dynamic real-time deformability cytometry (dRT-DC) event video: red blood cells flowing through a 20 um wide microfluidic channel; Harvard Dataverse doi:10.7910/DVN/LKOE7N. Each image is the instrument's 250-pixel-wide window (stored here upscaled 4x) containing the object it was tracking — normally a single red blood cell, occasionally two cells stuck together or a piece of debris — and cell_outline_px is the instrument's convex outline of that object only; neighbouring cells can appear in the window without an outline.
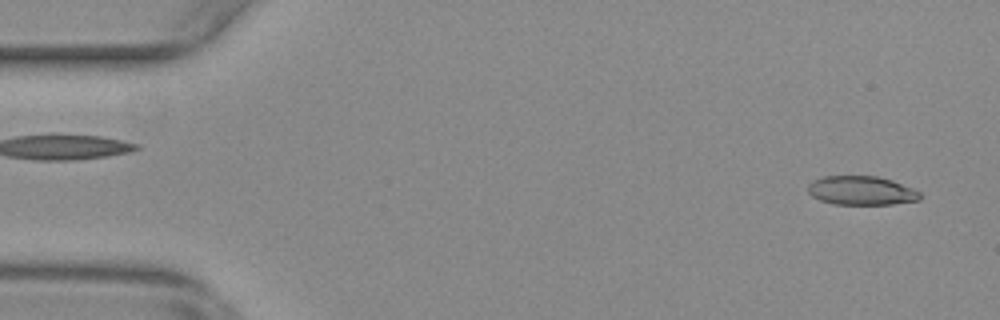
{"species": "common noctule bat (a hibernating species)", "species_latin": "Nyctalus noctula", "temperature_condition": "warm", "stored_images_in_passage": 26, "camera_frame_rate_fps": 3000, "um_per_image_px": 0.085, "animal": {"sex": "female", "body_mass_g": 29.2, "forearm_length_mm": 56.3}, "frame": {"image": 1, "passage_image": 2, "time_ms": 0.333, "image_size_px": [1000, 320], "cell_outline_px": [[920, 200], [892, 204], [832, 204], [820, 200], [812, 196], [808, 192], [808, 184], [812, 180], [824, 176], [876, 176], [892, 180], [912, 188], [920, 192]], "centroid_in_image_um": [73.19, 16.2], "position_along_channel_um": 11.8, "area_um2": 18.9}}
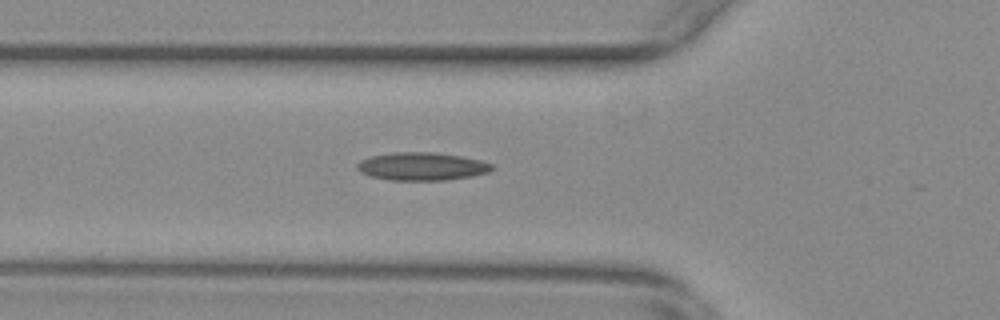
{"frame": {"image": 2, "passage_image": 18, "time_ms": 5.667, "image_size_px": [1000, 320], "cell_outline_px": [[492, 168], [488, 172], [472, 176], [444, 180], [388, 180], [368, 176], [360, 172], [356, 168], [356, 164], [360, 160], [372, 156], [392, 152], [432, 152], [460, 156], [480, 160], [492, 164]], "centroid_in_image_um": [35.8, 14.14], "position_along_channel_um": 90.0, "area_um2": 21.96}}
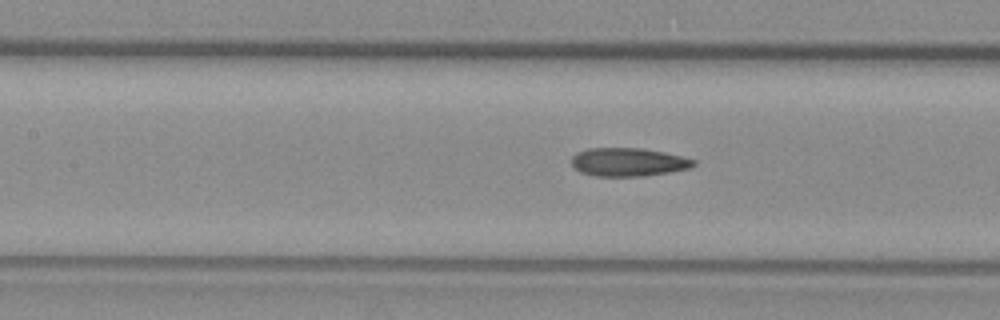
{"frame": {"image": 3, "passage_image": 23, "time_ms": 7.333, "image_size_px": [1000, 320], "cell_outline_px": [[696, 164], [692, 168], [644, 176], [596, 176], [580, 172], [572, 164], [572, 156], [576, 152], [588, 148], [640, 148], [664, 152], [696, 160]], "centroid_in_image_um": [53.41, 13.77], "position_along_channel_um": 154.0, "area_um2": 20.17}}